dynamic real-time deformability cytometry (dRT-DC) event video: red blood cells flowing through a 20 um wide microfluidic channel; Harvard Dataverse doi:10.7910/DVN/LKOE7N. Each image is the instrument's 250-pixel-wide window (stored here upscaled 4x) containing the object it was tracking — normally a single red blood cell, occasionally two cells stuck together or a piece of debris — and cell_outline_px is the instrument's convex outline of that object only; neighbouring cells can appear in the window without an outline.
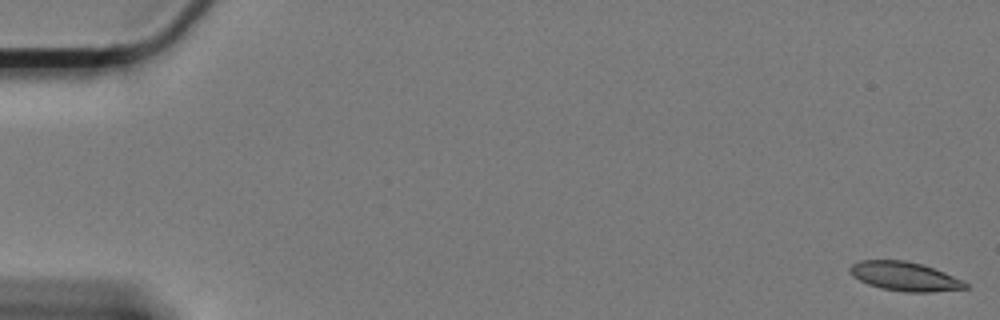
{"species": "Egyptian fruit bat (a non-hibernating species)", "species_latin": "Rousettus aegyptiacus", "temperature_condition": "cold", "stored_images_in_passage": 62, "camera_frame_rate_fps": 3000, "um_per_image_px": 0.085, "animal": {"sex": "female"}, "frame": {"image": 1, "passage_image": 1, "time_ms": 0.0, "image_size_px": [1000, 320], "cell_outline_px": [[968, 288], [928, 292], [904, 292], [884, 288], [868, 284], [852, 276], [848, 268], [852, 264], [860, 260], [904, 260], [920, 264], [944, 272], [964, 280], [968, 284]], "centroid_in_image_um": [76.9, 23.49], "position_along_channel_um": 8.1, "area_um2": 19.36}}
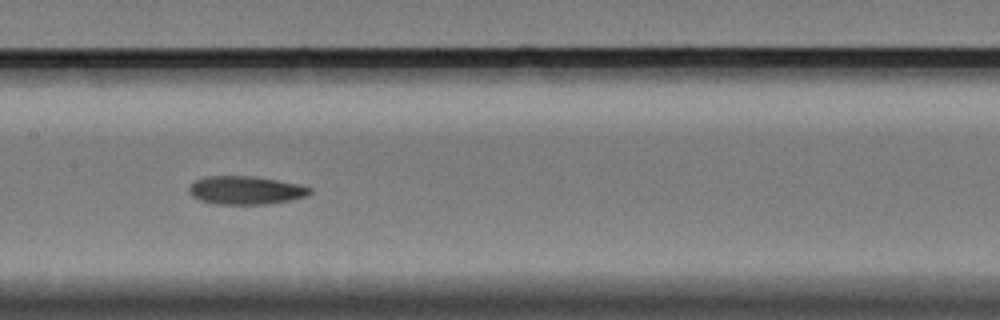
{"frame": {"image": 2, "passage_image": 31, "time_ms": 10.0, "image_size_px": [1000, 320], "cell_outline_px": [[312, 192], [308, 196], [268, 204], [216, 204], [200, 200], [192, 196], [188, 192], [188, 188], [196, 180], [208, 176], [252, 176], [276, 180], [296, 184], [312, 188]], "centroid_in_image_um": [20.87, 16.18], "position_along_channel_um": 186.5, "area_um2": 19.77}}
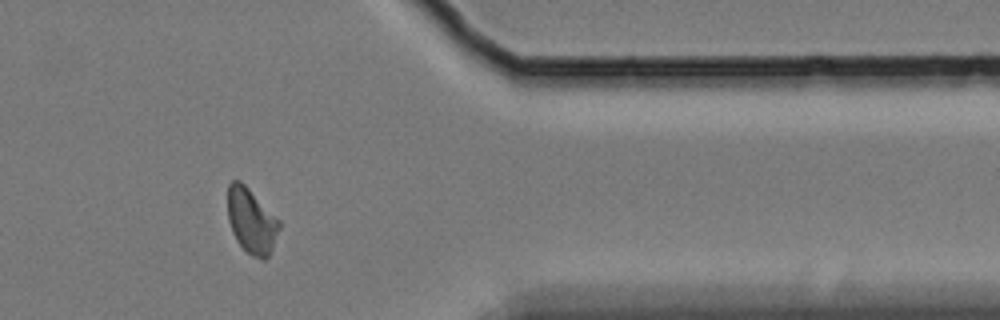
{"frame": {"image": 3, "passage_image": 51, "time_ms": 16.667, "image_size_px": [1000, 320], "cell_outline_px": [[280, 228], [272, 248], [268, 256], [264, 260], [252, 256], [236, 240], [232, 232], [228, 220], [228, 184], [232, 180], [240, 180], [280, 220]], "centroid_in_image_um": [21.37, 18.77], "position_along_channel_um": 390.0, "area_um2": 19.42}, "authors_computed_cell_mechanics": {"area_um2": 19.7676, "velocity_mm_per_s": 3.292, "shape_relaxation_time_tau1_ms": null, "shape_relaxation_time_tau2_ms": 3.7555, "deformation_change_tau1": null, "deformation_change_tau2": 0.0969}}